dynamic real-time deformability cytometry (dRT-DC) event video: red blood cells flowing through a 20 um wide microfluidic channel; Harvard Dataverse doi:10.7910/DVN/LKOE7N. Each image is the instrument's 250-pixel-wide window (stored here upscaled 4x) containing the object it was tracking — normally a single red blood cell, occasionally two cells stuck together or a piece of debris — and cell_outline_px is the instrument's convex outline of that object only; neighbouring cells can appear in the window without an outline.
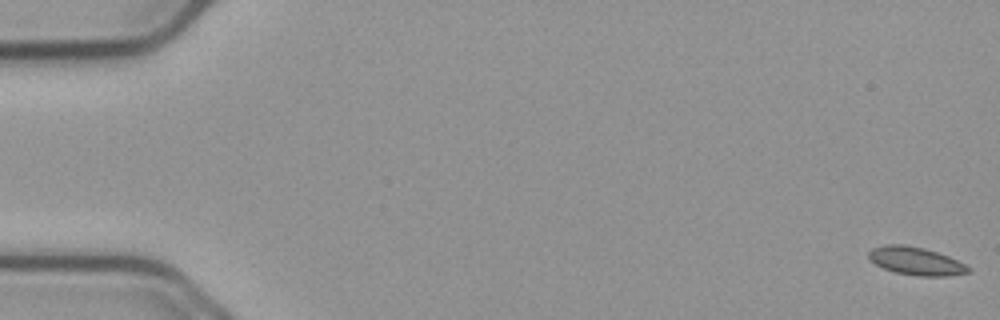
{"species": "common noctule bat (a hibernating species)", "species_latin": "Nyctalus noctula", "temperature_condition": "cold", "stored_images_in_passage": 56, "camera_frame_rate_fps": 3000, "um_per_image_px": 0.085, "animal": {"sex": "male", "body_mass_g": 23.1, "forearm_length_mm": 52.7}, "frame": {"image": 1, "passage_image": 1, "time_ms": 0.0, "image_size_px": [1000, 320], "cell_outline_px": [[972, 272], [948, 276], [916, 276], [896, 272], [884, 268], [876, 264], [868, 256], [868, 252], [872, 248], [888, 244], [904, 244], [924, 248], [948, 256], [972, 268]], "centroid_in_image_um": [77.88, 22.19], "position_along_channel_um": 7.1, "area_um2": 16.18}}
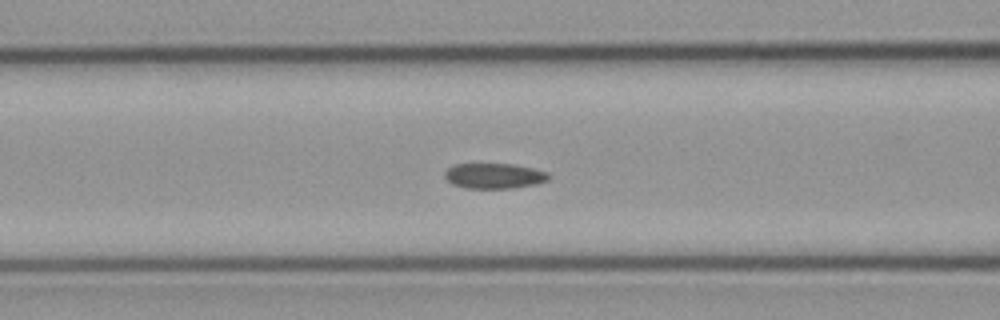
{"frame": {"image": 2, "passage_image": 23, "time_ms": 7.333, "image_size_px": [1000, 320], "cell_outline_px": [[552, 176], [548, 180], [536, 184], [512, 188], [464, 188], [452, 184], [444, 176], [444, 172], [448, 168], [456, 164], [512, 164], [532, 168], [548, 172]], "centroid_in_image_um": [42.02, 14.95], "position_along_channel_um": 124.6, "area_um2": 15.37}}
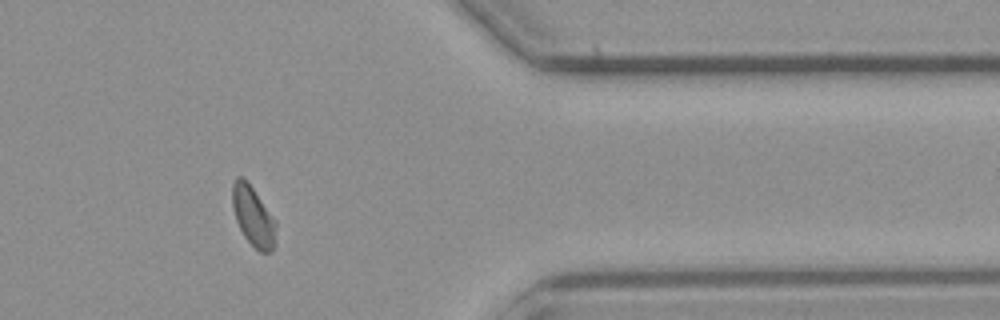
{"frame": {"image": 3, "passage_image": 46, "time_ms": 15.0, "image_size_px": [1000, 320], "cell_outline_px": [[276, 228], [272, 252], [260, 252], [244, 236], [236, 220], [232, 204], [232, 184], [236, 176], [244, 176], [276, 220]], "centroid_in_image_um": [21.51, 18.34], "position_along_channel_um": 389.9, "area_um2": 15.14}, "authors_computed_cell_mechanics": {"area_um2": 15.6638, "velocity_mm_per_s": 3.7268, "shape_relaxation_time_tau1_ms": null, "shape_relaxation_time_tau2_ms": 3.3773, "deformation_change_tau1": null, "deformation_change_tau2": 0.0771}}